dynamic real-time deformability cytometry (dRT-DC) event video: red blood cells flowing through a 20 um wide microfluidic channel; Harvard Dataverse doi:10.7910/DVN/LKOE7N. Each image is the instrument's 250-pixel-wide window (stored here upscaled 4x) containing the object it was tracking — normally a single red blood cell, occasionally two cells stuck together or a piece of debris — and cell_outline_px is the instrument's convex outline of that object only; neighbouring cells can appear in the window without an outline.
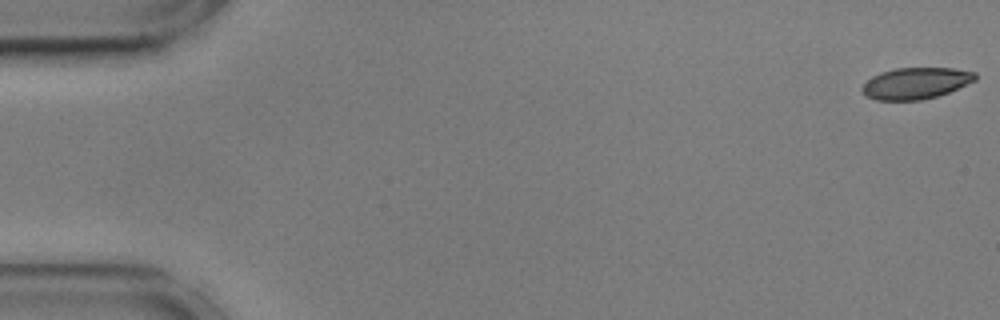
{"species": "common noctule bat (a hibernating species)", "species_latin": "Nyctalus noctula", "temperature_condition": "cold", "stored_images_in_passage": 56, "camera_frame_rate_fps": 3000, "um_per_image_px": 0.085, "animal": {"sex": "male", "body_mass_g": 17.9, "forearm_length_mm": 54.2}, "frame": {"image": 1, "passage_image": 1, "time_ms": 0.0, "image_size_px": [1000, 320], "cell_outline_px": [[976, 80], [948, 92], [936, 96], [920, 100], [876, 100], [868, 96], [860, 88], [872, 76], [880, 72], [896, 68], [952, 68], [976, 72]], "centroid_in_image_um": [77.84, 7.06], "position_along_channel_um": 7.2, "area_um2": 20.52}}
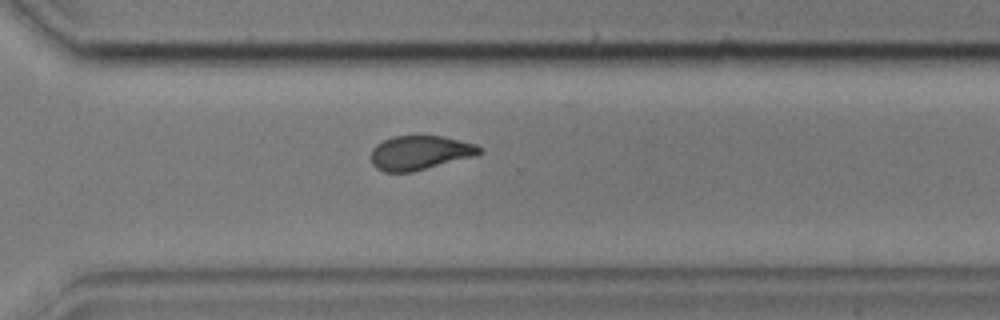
{"frame": {"image": 2, "passage_image": 40, "time_ms": 13.0, "image_size_px": [1000, 320], "cell_outline_px": [[484, 152], [476, 156], [412, 172], [384, 172], [376, 168], [372, 164], [372, 148], [376, 144], [392, 136], [440, 136], [460, 140], [476, 144], [484, 148]], "centroid_in_image_um": [35.73, 12.98], "position_along_channel_um": 334.9, "area_um2": 21.79}}
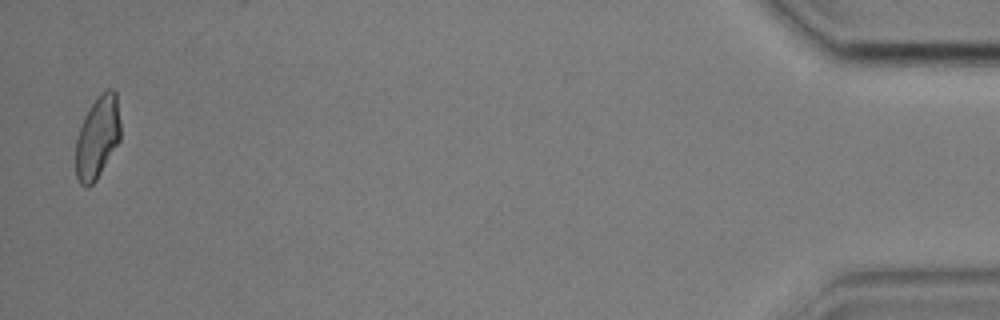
{"frame": {"image": 3, "passage_image": 55, "time_ms": 18.0, "image_size_px": [1000, 320], "cell_outline_px": [[120, 140], [96, 180], [88, 188], [80, 184], [76, 176], [76, 140], [80, 124], [84, 116], [92, 104], [108, 88], [112, 88], [116, 92], [120, 120]], "centroid_in_image_um": [8.28, 11.69], "position_along_channel_um": 426.9, "area_um2": 21.39}, "authors_computed_cell_mechanics": {"area_um2": 22.253, "velocity_mm_per_s": 3.5901, "shape_relaxation_time_tau1_ms": 4.3249, "shape_relaxation_time_tau2_ms": 1.8564, "deformation_change_tau1": 0.1334, "deformation_change_tau2": 0.0665}}